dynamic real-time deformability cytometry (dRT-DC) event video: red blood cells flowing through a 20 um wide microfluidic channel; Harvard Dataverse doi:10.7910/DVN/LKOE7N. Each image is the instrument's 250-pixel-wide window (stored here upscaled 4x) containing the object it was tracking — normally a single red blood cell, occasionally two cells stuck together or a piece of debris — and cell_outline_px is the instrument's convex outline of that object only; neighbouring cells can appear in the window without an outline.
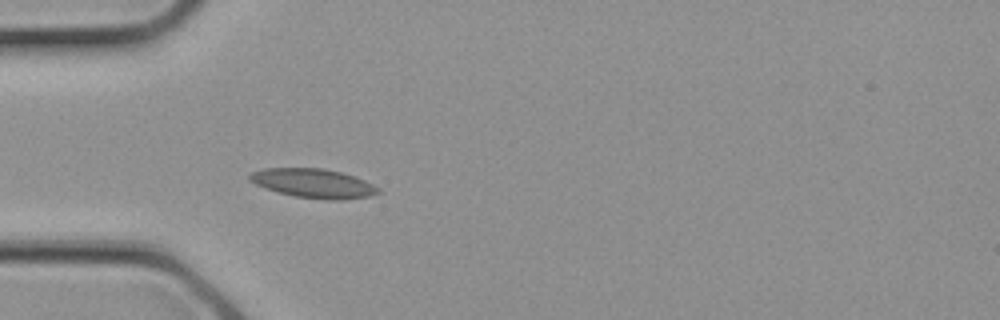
{"species": "common noctule bat (a hibernating species)", "species_latin": "Nyctalus noctula", "temperature_condition": "cold", "stored_images_in_passage": 2, "camera_frame_rate_fps": 3000, "um_per_image_px": 0.085, "animal": {"sex": "female", "body_mass_g": 21.9}, "frame": {"image": 1, "passage_image": 2, "time_ms": 0.333, "image_size_px": [1000, 320], "cell_outline_px": [[380, 192], [368, 196], [344, 200], [328, 200], [296, 196], [276, 192], [264, 188], [248, 180], [248, 176], [252, 172], [264, 168], [320, 168], [340, 172], [364, 180], [380, 188]], "centroid_in_image_um": [26.61, 15.59], "position_along_channel_um": 58.4, "area_um2": 21.73}}